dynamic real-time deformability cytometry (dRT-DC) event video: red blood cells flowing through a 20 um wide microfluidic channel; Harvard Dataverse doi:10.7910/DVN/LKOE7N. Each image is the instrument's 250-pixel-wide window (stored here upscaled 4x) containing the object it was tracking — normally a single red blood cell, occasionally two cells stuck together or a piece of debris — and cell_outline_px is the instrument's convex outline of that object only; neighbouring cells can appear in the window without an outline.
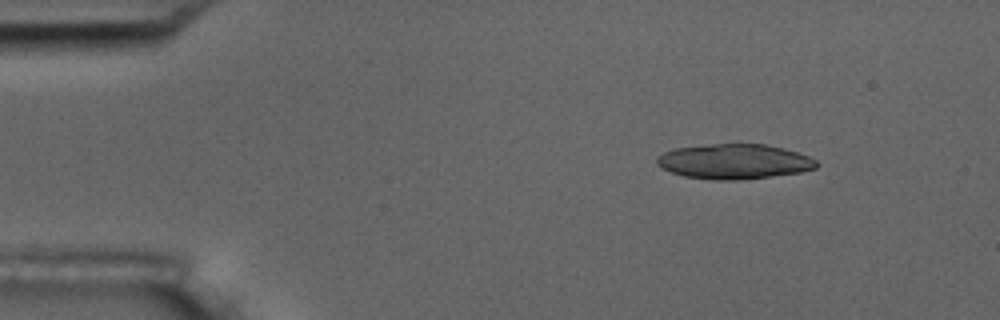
{"species": "common noctule bat (a hibernating species)", "species_latin": "Nyctalus noctula", "temperature_condition": "room temperature", "stored_images_in_passage": 5, "camera_frame_rate_fps": 3000, "um_per_image_px": 0.085, "animal": {"sex": "male", "body_mass_g": 17.5, "forearm_length_mm": 52.3}, "frame": {"image": 1, "passage_image": 1, "time_ms": 0.0, "image_size_px": [1000, 320], "cell_outline_px": [[820, 164], [816, 168], [800, 172], [736, 180], [716, 180], [684, 176], [660, 168], [656, 164], [656, 160], [664, 152], [676, 148], [712, 144], [764, 144], [796, 152], [808, 156], [816, 160]], "centroid_in_image_um": [62.39, 13.73], "position_along_channel_um": 22.6, "area_um2": 32.14}}